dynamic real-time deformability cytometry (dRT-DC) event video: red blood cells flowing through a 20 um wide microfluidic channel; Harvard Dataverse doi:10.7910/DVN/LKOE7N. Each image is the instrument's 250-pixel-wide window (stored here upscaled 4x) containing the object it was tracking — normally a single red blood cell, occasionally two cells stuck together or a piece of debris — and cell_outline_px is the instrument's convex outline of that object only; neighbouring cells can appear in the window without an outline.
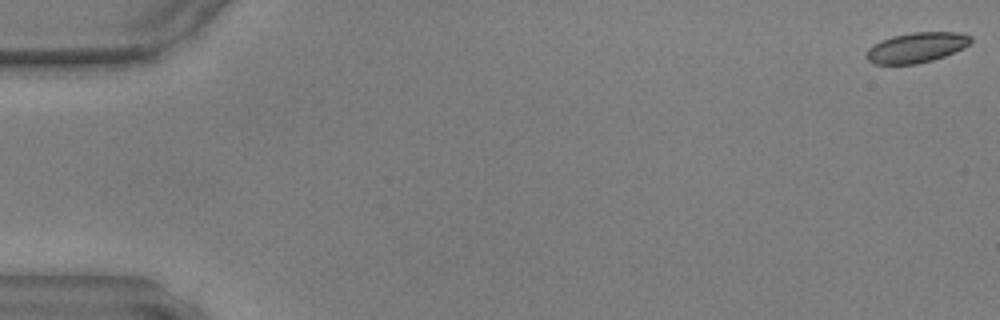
{"species": "common noctule bat (a hibernating species)", "species_latin": "Nyctalus noctula", "temperature_condition": "warm", "stored_images_in_passage": 5, "camera_frame_rate_fps": 3000, "um_per_image_px": 0.085, "animal": {"sex": "male", "body_mass_g": 17.9, "forearm_length_mm": 54.2}, "frame": {"image": 1, "passage_image": 1, "time_ms": 0.0, "image_size_px": [1000, 320], "cell_outline_px": [[972, 40], [964, 48], [944, 56], [932, 60], [916, 64], [876, 64], [868, 60], [864, 56], [868, 48], [872, 44], [880, 40], [892, 36], [912, 32], [960, 32], [972, 36]], "centroid_in_image_um": [77.88, 4.03], "position_along_channel_um": 7.1, "area_um2": 18.5}}